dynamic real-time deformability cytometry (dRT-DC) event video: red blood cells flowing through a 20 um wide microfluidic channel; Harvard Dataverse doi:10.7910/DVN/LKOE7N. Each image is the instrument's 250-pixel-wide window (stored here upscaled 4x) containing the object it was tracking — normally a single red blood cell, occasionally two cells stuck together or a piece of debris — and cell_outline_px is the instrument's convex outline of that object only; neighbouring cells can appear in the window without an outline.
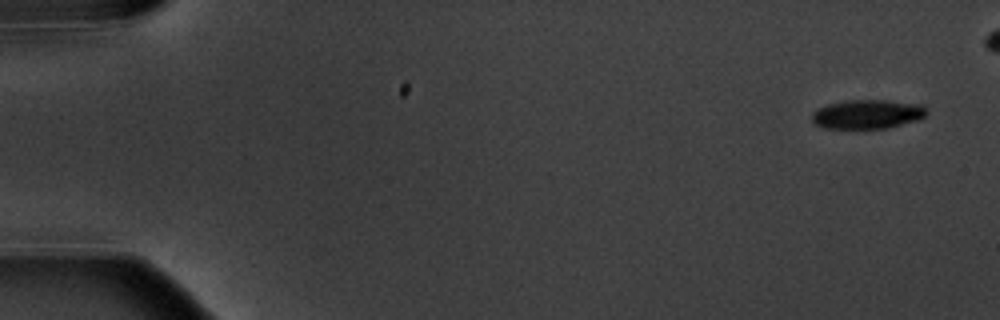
{"species": "common noctule bat (a hibernating species)", "species_latin": "Nyctalus noctula", "temperature_condition": "warm", "stored_images_in_passage": 11, "camera_frame_rate_fps": 3000, "um_per_image_px": 0.085, "animal": {"sex": "male", "body_mass_g": 20.1, "forearm_length_mm": 53.5}, "frame": {"image": 1, "passage_image": 1, "time_ms": 0.0, "image_size_px": [1000, 320], "cell_outline_px": [[928, 112], [924, 116], [916, 120], [888, 128], [824, 128], [816, 124], [812, 120], [812, 112], [828, 104], [848, 100], [888, 100], [920, 104]], "centroid_in_image_um": [73.72, 9.7], "position_along_channel_um": 11.3, "area_um2": 19.25}}
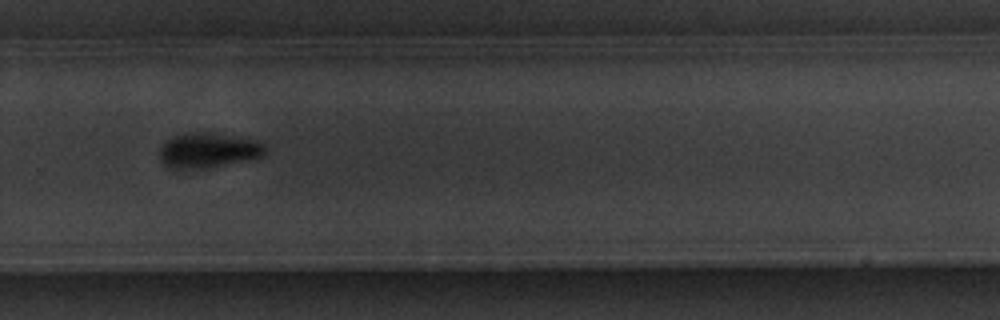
{"frame": {"image": 2, "passage_image": 11, "time_ms": 12.333, "image_size_px": [1000, 320], "cell_outline_px": [[268, 152], [264, 156], [204, 168], [172, 168], [164, 164], [160, 160], [160, 148], [168, 140], [176, 136], [208, 132], [256, 140], [264, 144], [268, 148]], "centroid_in_image_um": [17.76, 12.79], "position_along_channel_um": 312.0, "area_um2": 20.92}}